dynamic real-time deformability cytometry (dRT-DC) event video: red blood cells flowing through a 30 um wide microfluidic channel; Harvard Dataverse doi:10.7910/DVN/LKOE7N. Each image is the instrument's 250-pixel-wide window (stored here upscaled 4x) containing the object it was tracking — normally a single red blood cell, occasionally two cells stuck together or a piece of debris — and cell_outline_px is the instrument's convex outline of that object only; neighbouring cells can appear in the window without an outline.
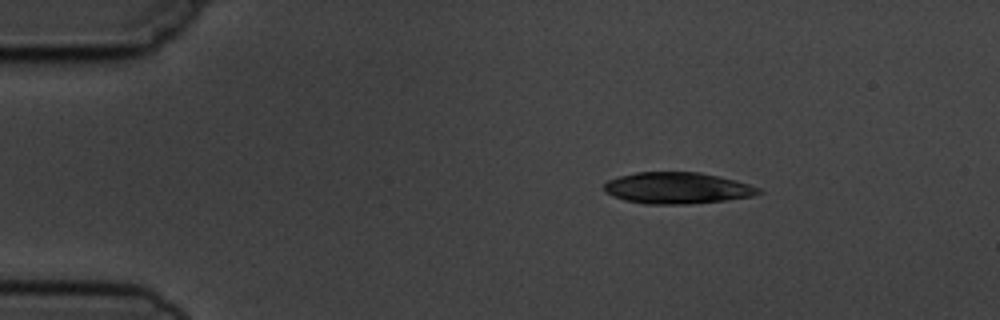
{"species": "common noctule bat (a hibernating species)", "species_latin": "Nyctalus noctula", "temperature_condition": "cold", "stored_images_in_passage": 3, "camera_frame_rate_fps": 3000, "um_per_image_px": 0.085, "animal": {"sex": "male", "body_mass_g": 19.5, "forearm_length_mm": 54.6}, "frame": {"image": 1, "passage_image": 1, "time_ms": 0.0, "image_size_px": [1000, 320], "cell_outline_px": [[764, 192], [752, 196], [728, 200], [688, 204], [644, 204], [624, 200], [604, 192], [604, 184], [608, 180], [620, 176], [636, 172], [700, 172], [736, 180], [760, 188]], "centroid_in_image_um": [57.57, 15.99], "position_along_channel_um": 27.4, "area_um2": 28.38}}